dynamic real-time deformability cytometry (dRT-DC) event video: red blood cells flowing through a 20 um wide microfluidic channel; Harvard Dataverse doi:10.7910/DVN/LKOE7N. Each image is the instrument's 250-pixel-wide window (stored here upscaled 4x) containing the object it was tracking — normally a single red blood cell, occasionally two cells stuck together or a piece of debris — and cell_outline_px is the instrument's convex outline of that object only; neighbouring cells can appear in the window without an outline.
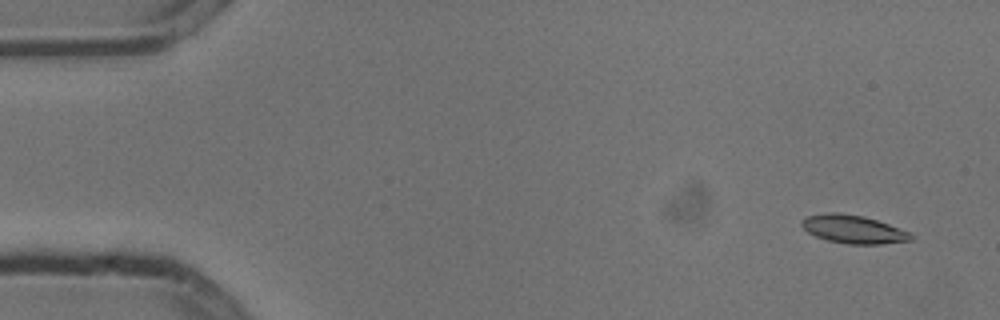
{"species": "common noctule bat (a hibernating species)", "species_latin": "Nyctalus noctula", "temperature_condition": "cold", "stored_images_in_passage": 6, "segment_of_instrument_passage": [1, 2], "camera_frame_rate_fps": 3000, "um_per_image_px": 0.085, "animal": {"sex": "male", "body_mass_g": 13.3}, "frame": {"image": 1, "passage_image": 2, "time_ms": 0.333, "image_size_px": [1000, 320], "cell_outline_px": [[912, 240], [880, 244], [848, 244], [828, 240], [816, 236], [808, 232], [800, 224], [800, 220], [808, 216], [828, 212], [836, 212], [864, 216], [888, 224], [908, 232], [912, 236]], "centroid_in_image_um": [72.49, 19.48], "position_along_channel_um": 12.5, "area_um2": 17.74}}
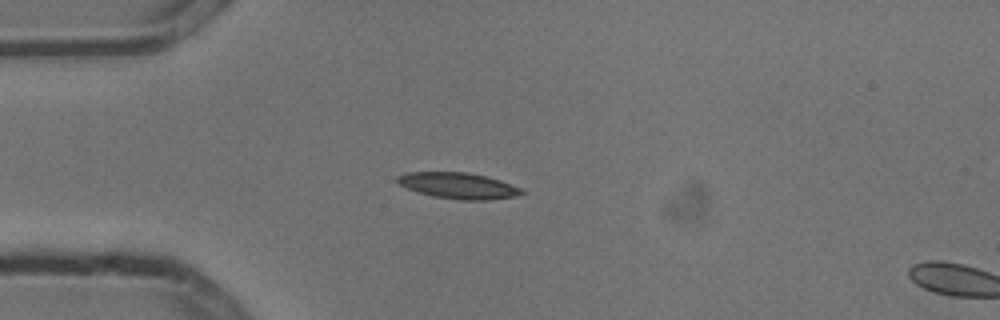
{"frame": {"image": 2, "passage_image": 5, "time_ms": 1.333, "image_size_px": [1000, 320], "cell_outline_px": [[524, 192], [516, 196], [488, 200], [460, 200], [432, 196], [416, 192], [396, 184], [396, 176], [408, 172], [468, 172], [500, 180], [520, 188]], "centroid_in_image_um": [38.88, 15.78], "position_along_channel_um": 46.1, "area_um2": 18.96}}